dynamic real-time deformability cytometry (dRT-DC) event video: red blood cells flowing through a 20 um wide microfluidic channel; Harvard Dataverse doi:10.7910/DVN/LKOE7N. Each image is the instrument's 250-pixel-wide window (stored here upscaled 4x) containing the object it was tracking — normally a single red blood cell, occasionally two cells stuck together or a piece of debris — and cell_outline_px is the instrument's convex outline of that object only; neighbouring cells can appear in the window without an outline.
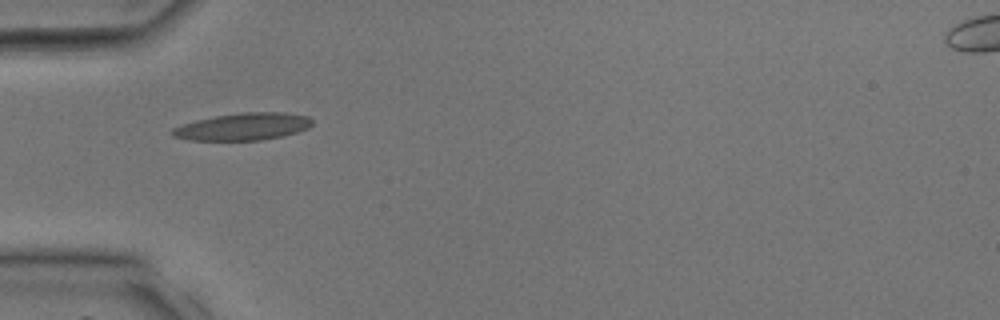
{"species": "common noctule bat (a hibernating species)", "species_latin": "Nyctalus noctula", "temperature_condition": "room temperature", "stored_images_in_passage": 27, "camera_frame_rate_fps": 3000, "um_per_image_px": 0.085, "animal": {"sex": "male", "body_mass_g": 17.9, "forearm_length_mm": 54.2}, "frame": {"image": 1, "passage_image": 1, "time_ms": 0.0, "image_size_px": [1000, 320], "cell_outline_px": [[312, 124], [308, 128], [296, 132], [280, 136], [260, 140], [188, 140], [172, 136], [168, 132], [172, 128], [196, 120], [216, 116], [240, 112], [284, 112], [308, 116], [312, 120]], "centroid_in_image_um": [20.63, 10.76], "position_along_channel_um": 64.4, "area_um2": 22.14}}
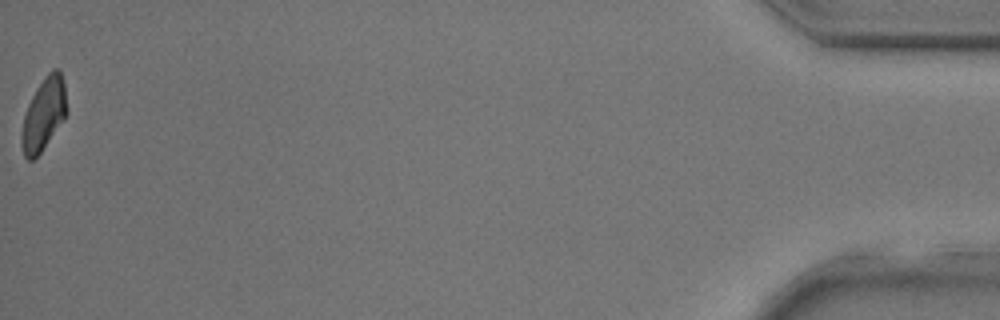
{"frame": {"image": 2, "passage_image": 27, "time_ms": 8.667, "image_size_px": [1000, 320], "cell_outline_px": [[68, 112], [40, 152], [32, 160], [28, 160], [24, 156], [20, 144], [20, 132], [24, 116], [28, 104], [36, 88], [44, 76], [52, 68], [60, 68], [64, 84], [68, 108]], "centroid_in_image_um": [3.7, 9.66], "position_along_channel_um": 431.5, "area_um2": 19.13}}